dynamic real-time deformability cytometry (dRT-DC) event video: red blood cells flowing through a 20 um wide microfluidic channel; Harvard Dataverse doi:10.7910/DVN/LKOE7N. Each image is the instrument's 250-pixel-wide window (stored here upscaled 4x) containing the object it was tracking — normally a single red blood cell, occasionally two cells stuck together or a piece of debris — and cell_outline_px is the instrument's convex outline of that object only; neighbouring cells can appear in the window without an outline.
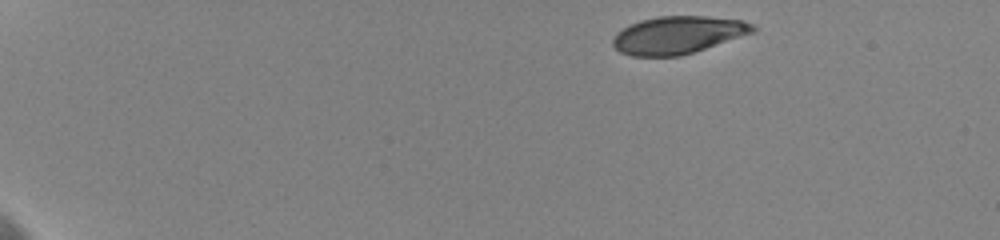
{"species": "human", "species_latin": "Homo sapiens", "temperature_condition": "cold", "stored_images_in_passage": 33, "camera_frame_rate_fps": 3000, "um_per_image_px": 0.085, "donor": {"sex": "female"}, "frame": {"image": 1, "passage_image": 1, "time_ms": 0.0, "image_size_px": [1000, 240], "cell_outline_px": [[756, 32], [680, 56], [632, 56], [620, 52], [612, 44], [612, 40], [616, 32], [628, 24], [640, 20], [660, 16], [708, 16], [744, 20], [752, 24], [756, 28]], "centroid_in_image_um": [57.62, 2.96], "position_along_channel_um": 27.4, "area_um2": 30.81}}
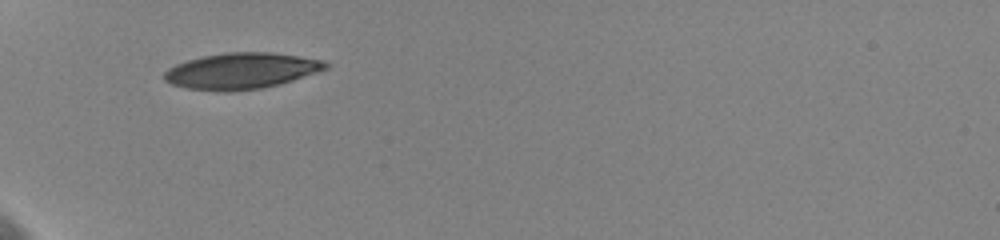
{"frame": {"image": 2, "passage_image": 10, "time_ms": 4.0, "image_size_px": [1000, 240], "cell_outline_px": [[332, 64], [328, 68], [280, 84], [260, 88], [228, 92], [220, 92], [184, 88], [172, 84], [164, 80], [164, 72], [168, 68], [176, 64], [188, 60], [204, 56], [224, 52], [272, 52], [324, 60]], "centroid_in_image_um": [20.51, 6.03], "position_along_channel_um": 64.5, "area_um2": 34.04}}
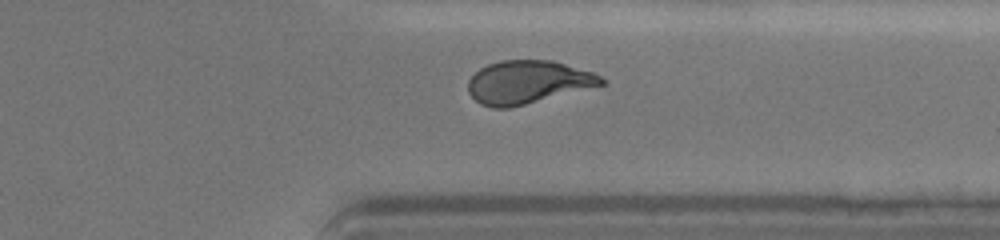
{"frame": {"image": 3, "passage_image": 30, "time_ms": 12.667, "image_size_px": [1000, 240], "cell_outline_px": [[608, 80], [604, 84], [508, 108], [492, 108], [480, 104], [468, 92], [468, 80], [480, 68], [488, 64], [500, 60], [552, 60], [592, 72]], "centroid_in_image_um": [44.83, 6.97], "position_along_channel_um": 366.6, "area_um2": 33.12}, "authors_computed_cell_mechanics": {"area_um2": 33.813, "velocity_mm_per_s": 3.6272, "shape_relaxation_time_tau1_ms": 4.4934, "shape_relaxation_time_tau2_ms": 1.1387, "deformation_change_tau1": 0.1483, "deformation_change_tau2": 0.0548}}